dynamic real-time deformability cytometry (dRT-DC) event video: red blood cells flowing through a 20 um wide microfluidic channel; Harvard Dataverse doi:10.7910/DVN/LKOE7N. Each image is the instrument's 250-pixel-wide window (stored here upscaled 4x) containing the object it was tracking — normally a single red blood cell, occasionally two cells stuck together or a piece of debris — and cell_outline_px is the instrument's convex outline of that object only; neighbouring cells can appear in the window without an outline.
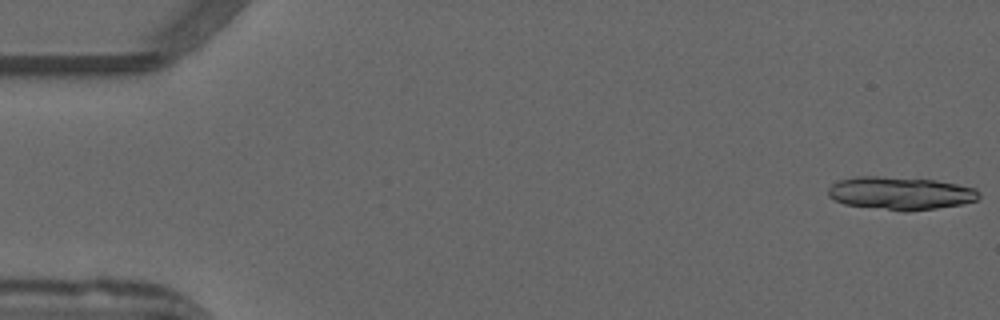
{"species": "common noctule bat (a hibernating species)", "species_latin": "Nyctalus noctula", "temperature_condition": "warm", "stored_images_in_passage": 52, "segment_of_instrument_passage": [1, 2], "camera_frame_rate_fps": 3000, "um_per_image_px": 0.085, "animal": {"sex": "male", "forearm_length_mm": 52.5}, "frame": {"image": 1, "passage_image": 1, "time_ms": 0.0, "image_size_px": [1000, 320], "cell_outline_px": [[980, 196], [976, 200], [964, 204], [908, 212], [904, 212], [844, 204], [828, 196], [828, 188], [836, 180], [856, 176], [884, 176], [936, 180], [976, 188], [980, 192]], "centroid_in_image_um": [76.53, 16.42], "position_along_channel_um": 8.5, "area_um2": 29.3}}